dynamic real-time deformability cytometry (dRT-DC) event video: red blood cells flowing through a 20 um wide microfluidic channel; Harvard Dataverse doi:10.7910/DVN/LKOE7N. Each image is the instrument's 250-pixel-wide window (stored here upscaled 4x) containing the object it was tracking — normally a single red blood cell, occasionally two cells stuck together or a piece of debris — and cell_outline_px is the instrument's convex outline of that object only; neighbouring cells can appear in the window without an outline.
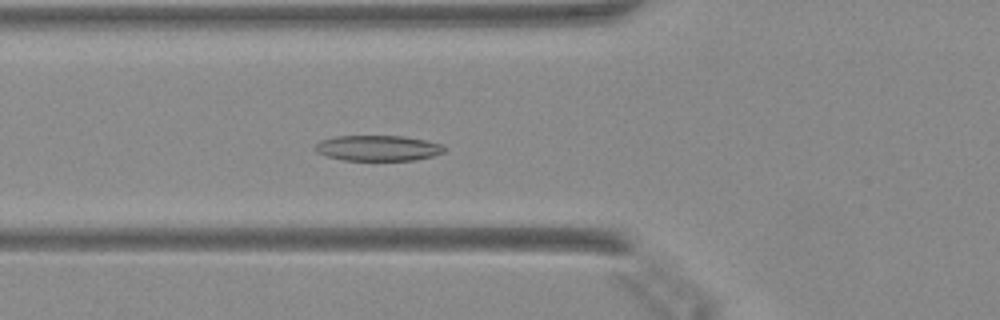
{"species": "Egyptian fruit bat (a non-hibernating species)", "species_latin": "Rousettus aegyptiacus", "temperature_condition": "warm", "stored_images_in_passage": 39, "camera_frame_rate_fps": 3000, "um_per_image_px": 0.085, "animal": {"sex": "female"}, "frame": {"image": 1, "passage_image": 18, "time_ms": 5.667, "image_size_px": [1000, 320], "cell_outline_px": [[448, 148], [444, 152], [432, 156], [416, 160], [344, 160], [328, 156], [316, 152], [312, 148], [320, 140], [336, 136], [404, 136], [444, 144]], "centroid_in_image_um": [32.15, 12.58], "position_along_channel_um": 93.7, "area_um2": 19.36}}
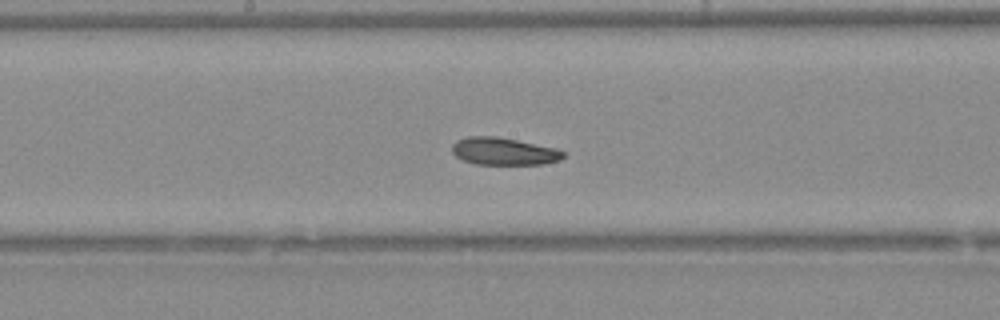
{"frame": {"image": 2, "passage_image": 26, "time_ms": 8.333, "image_size_px": [1000, 320], "cell_outline_px": [[564, 156], [560, 160], [544, 164], [476, 164], [460, 160], [452, 152], [452, 144], [456, 140], [468, 136], [496, 136], [556, 148], [564, 152]], "centroid_in_image_um": [42.78, 12.86], "position_along_channel_um": 205.4, "area_um2": 17.8}}
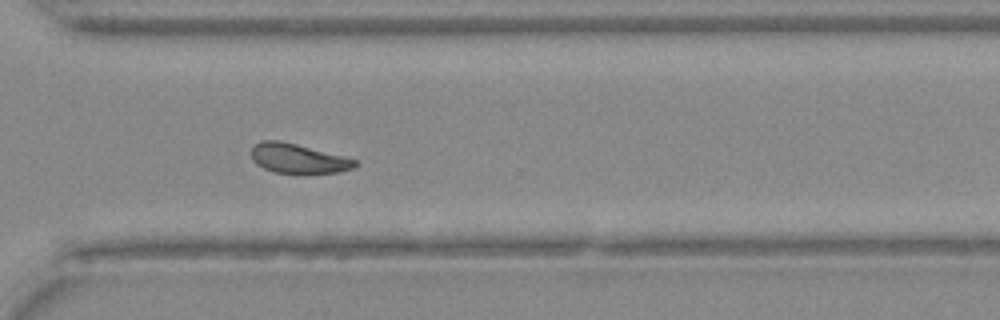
{"frame": {"image": 3, "passage_image": 36, "time_ms": 11.667, "image_size_px": [1000, 320], "cell_outline_px": [[360, 164], [356, 168], [340, 172], [308, 176], [304, 176], [272, 172], [256, 164], [252, 160], [252, 148], [256, 144], [264, 140], [280, 140], [296, 144], [356, 160]], "centroid_in_image_um": [25.38, 13.54], "position_along_channel_um": 345.2, "area_um2": 18.5}}